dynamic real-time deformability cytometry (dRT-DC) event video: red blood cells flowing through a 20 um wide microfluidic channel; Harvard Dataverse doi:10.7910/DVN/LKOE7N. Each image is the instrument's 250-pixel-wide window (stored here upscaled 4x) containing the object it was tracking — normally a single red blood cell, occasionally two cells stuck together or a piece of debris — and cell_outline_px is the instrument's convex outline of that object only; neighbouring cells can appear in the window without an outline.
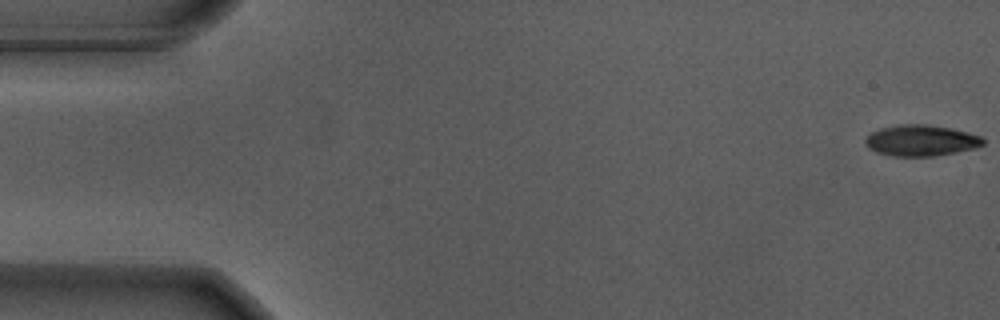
{"species": "Egyptian fruit bat (a non-hibernating species)", "species_latin": "Rousettus aegyptiacus", "temperature_condition": "warm", "stored_images_in_passage": 15, "camera_frame_rate_fps": 3000, "um_per_image_px": 0.085, "animal": {"sex": "male"}, "frame": {"image": 1, "passage_image": 1, "time_ms": 0.0, "image_size_px": [1000, 320], "cell_outline_px": [[984, 144], [972, 148], [956, 152], [932, 156], [892, 156], [876, 152], [868, 148], [864, 144], [864, 140], [872, 132], [880, 128], [900, 124], [928, 124], [952, 128], [968, 132], [980, 136], [984, 140]], "centroid_in_image_um": [78.25, 11.93], "position_along_channel_um": 6.7, "area_um2": 21.33}}
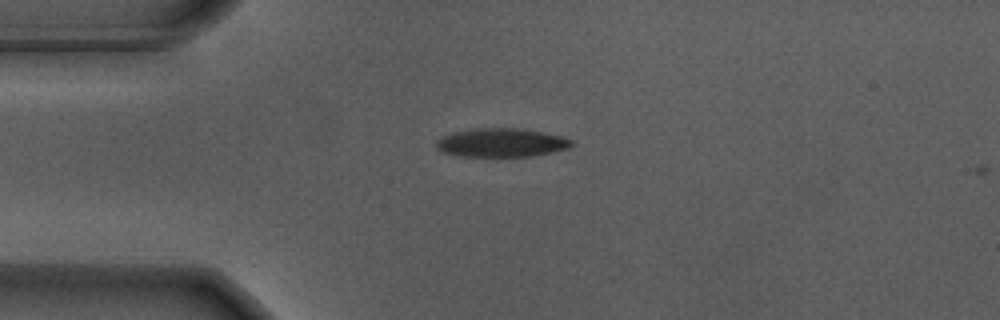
{"frame": {"image": 2, "passage_image": 14, "time_ms": 4.333, "image_size_px": [1000, 320], "cell_outline_px": [[576, 144], [568, 148], [532, 156], [456, 156], [444, 152], [436, 148], [436, 140], [440, 136], [452, 132], [476, 128], [520, 128], [544, 132], [560, 136], [572, 140]], "centroid_in_image_um": [42.59, 12.12], "position_along_channel_um": 42.4, "area_um2": 22.72}}